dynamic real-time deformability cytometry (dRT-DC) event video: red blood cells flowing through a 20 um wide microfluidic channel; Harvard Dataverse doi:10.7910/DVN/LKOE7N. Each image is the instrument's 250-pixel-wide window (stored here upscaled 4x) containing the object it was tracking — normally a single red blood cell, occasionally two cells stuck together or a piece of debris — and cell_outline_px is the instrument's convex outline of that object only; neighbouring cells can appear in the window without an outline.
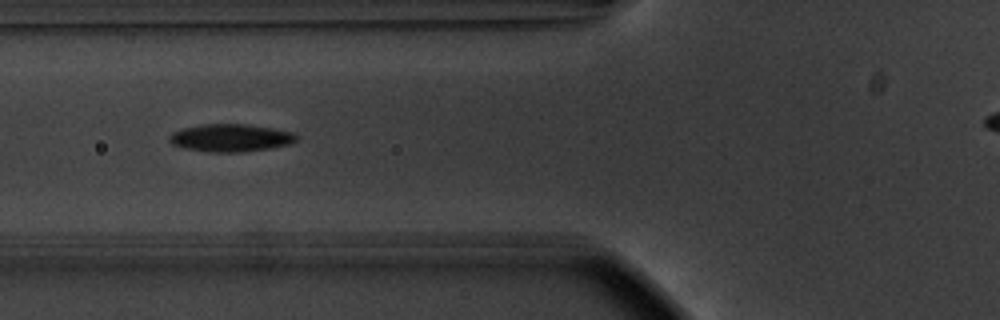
{"species": "common noctule bat (a hibernating species)", "species_latin": "Nyctalus noctula", "temperature_condition": "warm", "stored_images_in_passage": 13, "camera_frame_rate_fps": 3000, "um_per_image_px": 0.085, "animal": {"sex": "male", "body_mass_g": 20.1, "forearm_length_mm": 53.5}, "frame": {"image": 1, "passage_image": 6, "time_ms": 1.667, "image_size_px": [1000, 320], "cell_outline_px": [[300, 136], [296, 140], [288, 144], [272, 148], [244, 152], [208, 152], [184, 148], [172, 144], [168, 140], [168, 136], [172, 132], [184, 128], [204, 124], [244, 124], [272, 128], [296, 132]], "centroid_in_image_um": [19.63, 11.72], "position_along_channel_um": 106.2, "area_um2": 20.63}}